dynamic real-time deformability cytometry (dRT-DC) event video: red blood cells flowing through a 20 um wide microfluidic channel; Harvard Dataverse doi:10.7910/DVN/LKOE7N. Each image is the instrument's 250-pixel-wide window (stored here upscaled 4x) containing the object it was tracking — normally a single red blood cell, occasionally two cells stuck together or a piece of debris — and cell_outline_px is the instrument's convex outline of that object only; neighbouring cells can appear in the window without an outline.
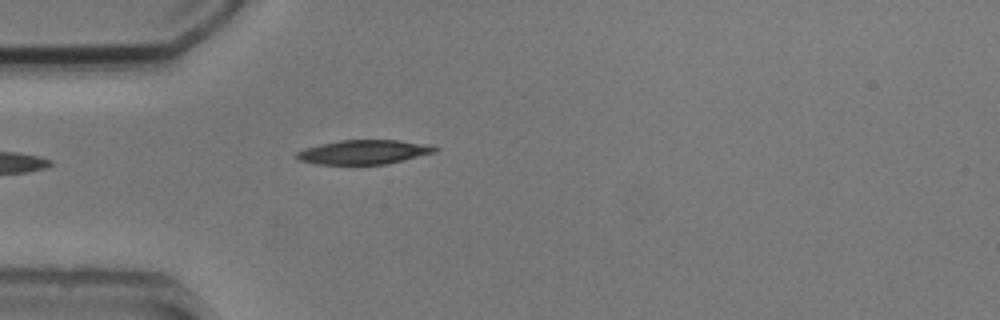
{"species": "common noctule bat (a hibernating species)", "species_latin": "Nyctalus noctula", "temperature_condition": "cold", "stored_images_in_passage": 3, "camera_frame_rate_fps": 3000, "um_per_image_px": 0.085, "animal": {"sex": "male", "body_mass_g": 20.5, "forearm_length_mm": 52.5}, "frame": {"image": 1, "passage_image": 3, "time_ms": 3.0, "image_size_px": [1000, 320], "cell_outline_px": [[440, 148], [436, 152], [388, 164], [316, 164], [300, 160], [296, 156], [296, 152], [304, 148], [320, 144], [340, 140], [400, 140]], "centroid_in_image_um": [30.9, 12.93], "position_along_channel_um": 54.1, "area_um2": 19.36}}